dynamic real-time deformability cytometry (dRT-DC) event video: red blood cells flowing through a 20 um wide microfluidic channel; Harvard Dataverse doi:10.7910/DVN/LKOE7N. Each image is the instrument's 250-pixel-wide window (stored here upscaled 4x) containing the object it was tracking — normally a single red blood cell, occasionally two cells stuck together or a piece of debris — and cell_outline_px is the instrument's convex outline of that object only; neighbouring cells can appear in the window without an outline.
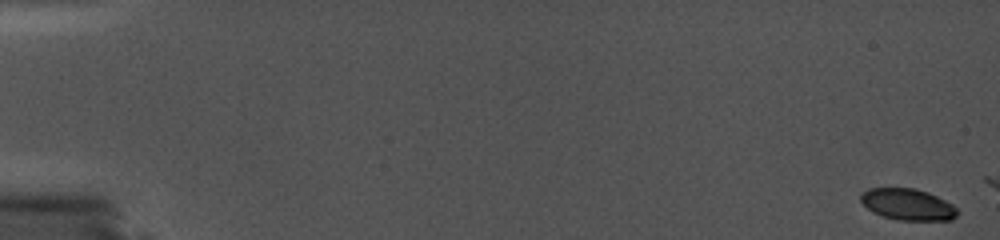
{"species": "common noctule bat (a hibernating species)", "species_latin": "Nyctalus noctula", "temperature_condition": "cold", "stored_images_in_passage": 10, "camera_frame_rate_fps": 5000, "um_per_image_px": 0.085, "animal": {"sex": "female", "body_mass_g": 19.0, "forearm_length_mm": 56.7}, "frame": {"image": 1, "passage_image": 1, "time_ms": 0.0, "image_size_px": [1000, 240], "cell_outline_px": [[956, 216], [948, 220], [896, 220], [880, 216], [872, 212], [860, 200], [860, 196], [864, 192], [872, 188], [916, 188], [956, 208]], "centroid_in_image_um": [77.06, 17.39], "position_along_channel_um": 7.9, "area_um2": 17.11}}